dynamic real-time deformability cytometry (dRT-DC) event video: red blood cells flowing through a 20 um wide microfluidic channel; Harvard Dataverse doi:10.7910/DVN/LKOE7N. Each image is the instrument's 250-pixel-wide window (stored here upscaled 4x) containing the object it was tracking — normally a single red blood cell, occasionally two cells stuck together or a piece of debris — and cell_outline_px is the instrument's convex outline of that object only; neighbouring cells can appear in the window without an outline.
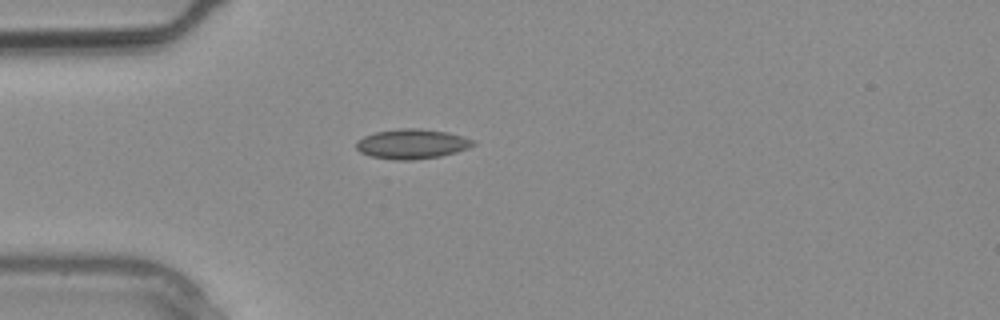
{"species": "common noctule bat (a hibernating species)", "species_latin": "Nyctalus noctula", "temperature_condition": "warm", "stored_images_in_passage": 3, "camera_frame_rate_fps": 3000, "um_per_image_px": 0.085, "animal": {"sex": "male", "body_mass_g": 20.4}, "frame": {"image": 1, "passage_image": 3, "time_ms": 0.667, "image_size_px": [1000, 320], "cell_outline_px": [[476, 144], [468, 148], [456, 152], [440, 156], [412, 160], [396, 160], [372, 156], [360, 152], [356, 148], [356, 140], [364, 136], [376, 132], [400, 128], [420, 128], [448, 132], [476, 140]], "centroid_in_image_um": [35.03, 12.22], "position_along_channel_um": 50.0, "area_um2": 20.35}}